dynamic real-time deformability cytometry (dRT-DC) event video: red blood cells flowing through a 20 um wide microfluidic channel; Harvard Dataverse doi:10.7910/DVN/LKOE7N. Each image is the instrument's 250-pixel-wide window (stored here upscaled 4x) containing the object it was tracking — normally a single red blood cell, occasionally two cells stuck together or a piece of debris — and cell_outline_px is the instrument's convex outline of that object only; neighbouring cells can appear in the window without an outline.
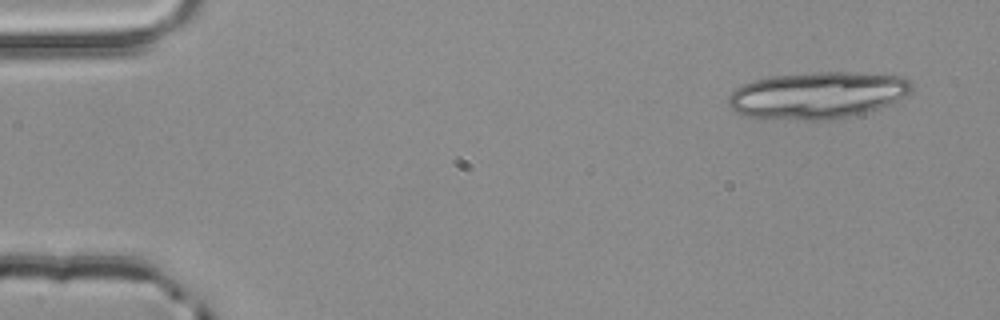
{"species": "common noctule bat (a hibernating species)", "species_latin": "Nyctalus noctula", "temperature_condition": "room temperature", "stored_images_in_passage": 5, "segment_of_instrument_passage": [1, 2], "camera_frame_rate_fps": 3000, "um_per_image_px": 0.085, "animal": {"sex": "male", "body_mass_g": 20.4}, "frame": {"image": 1, "passage_image": 1, "time_ms": 0.0, "image_size_px": [1000, 320], "cell_outline_px": [[912, 92], [908, 96], [888, 104], [876, 108], [848, 116], [832, 120], [756, 120], [740, 116], [728, 104], [728, 96], [736, 88], [752, 80], [772, 76], [816, 72], [844, 72], [904, 76], [912, 84]], "centroid_in_image_um": [69.41, 8.12], "position_along_channel_um": 15.6, "area_um2": 50.63}}